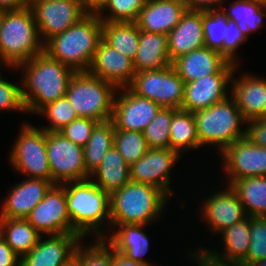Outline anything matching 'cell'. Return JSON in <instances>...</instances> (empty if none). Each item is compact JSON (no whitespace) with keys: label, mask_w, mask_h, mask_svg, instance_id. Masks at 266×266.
<instances>
[{"label":"cell","mask_w":266,"mask_h":266,"mask_svg":"<svg viewBox=\"0 0 266 266\" xmlns=\"http://www.w3.org/2000/svg\"><path fill=\"white\" fill-rule=\"evenodd\" d=\"M226 0H189V10L191 11H209L219 10L222 3ZM219 5V6H218Z\"/></svg>","instance_id":"c3c4849f"},{"label":"cell","mask_w":266,"mask_h":266,"mask_svg":"<svg viewBox=\"0 0 266 266\" xmlns=\"http://www.w3.org/2000/svg\"><path fill=\"white\" fill-rule=\"evenodd\" d=\"M113 266H145L140 262L128 259L122 253H119L113 249Z\"/></svg>","instance_id":"f907efd6"},{"label":"cell","mask_w":266,"mask_h":266,"mask_svg":"<svg viewBox=\"0 0 266 266\" xmlns=\"http://www.w3.org/2000/svg\"><path fill=\"white\" fill-rule=\"evenodd\" d=\"M221 10L228 19L237 24L247 38L263 25V16L266 15V5L254 0H234L229 8Z\"/></svg>","instance_id":"836d02e7"},{"label":"cell","mask_w":266,"mask_h":266,"mask_svg":"<svg viewBox=\"0 0 266 266\" xmlns=\"http://www.w3.org/2000/svg\"><path fill=\"white\" fill-rule=\"evenodd\" d=\"M139 37L140 29L136 22L102 21V38L132 61L138 50Z\"/></svg>","instance_id":"4dcf8cb0"},{"label":"cell","mask_w":266,"mask_h":266,"mask_svg":"<svg viewBox=\"0 0 266 266\" xmlns=\"http://www.w3.org/2000/svg\"><path fill=\"white\" fill-rule=\"evenodd\" d=\"M115 127L111 120L98 123L83 147L86 170L91 174L102 162L107 151L114 146Z\"/></svg>","instance_id":"d6a6232c"},{"label":"cell","mask_w":266,"mask_h":266,"mask_svg":"<svg viewBox=\"0 0 266 266\" xmlns=\"http://www.w3.org/2000/svg\"><path fill=\"white\" fill-rule=\"evenodd\" d=\"M39 37L45 44L84 18L90 10L81 0H47L32 7Z\"/></svg>","instance_id":"8fae6325"},{"label":"cell","mask_w":266,"mask_h":266,"mask_svg":"<svg viewBox=\"0 0 266 266\" xmlns=\"http://www.w3.org/2000/svg\"><path fill=\"white\" fill-rule=\"evenodd\" d=\"M202 202L201 220L208 223L213 234L220 233L247 217L243 204L230 185L219 189Z\"/></svg>","instance_id":"e0dca14e"},{"label":"cell","mask_w":266,"mask_h":266,"mask_svg":"<svg viewBox=\"0 0 266 266\" xmlns=\"http://www.w3.org/2000/svg\"><path fill=\"white\" fill-rule=\"evenodd\" d=\"M53 186L50 181L28 177L14 184L2 204L0 218L26 219Z\"/></svg>","instance_id":"ffe728a7"},{"label":"cell","mask_w":266,"mask_h":266,"mask_svg":"<svg viewBox=\"0 0 266 266\" xmlns=\"http://www.w3.org/2000/svg\"><path fill=\"white\" fill-rule=\"evenodd\" d=\"M227 62L219 52L204 46L178 57L172 66L180 78L188 83L216 74Z\"/></svg>","instance_id":"cb8c5ba5"},{"label":"cell","mask_w":266,"mask_h":266,"mask_svg":"<svg viewBox=\"0 0 266 266\" xmlns=\"http://www.w3.org/2000/svg\"><path fill=\"white\" fill-rule=\"evenodd\" d=\"M200 147L215 145L220 153L235 141L246 137L247 120L241 114L235 99H227L193 113Z\"/></svg>","instance_id":"8992f818"},{"label":"cell","mask_w":266,"mask_h":266,"mask_svg":"<svg viewBox=\"0 0 266 266\" xmlns=\"http://www.w3.org/2000/svg\"><path fill=\"white\" fill-rule=\"evenodd\" d=\"M81 2L90 10L96 11L100 6V0H81Z\"/></svg>","instance_id":"816d5d0a"},{"label":"cell","mask_w":266,"mask_h":266,"mask_svg":"<svg viewBox=\"0 0 266 266\" xmlns=\"http://www.w3.org/2000/svg\"><path fill=\"white\" fill-rule=\"evenodd\" d=\"M266 258V217H250V246L242 263L250 266Z\"/></svg>","instance_id":"60d3db41"},{"label":"cell","mask_w":266,"mask_h":266,"mask_svg":"<svg viewBox=\"0 0 266 266\" xmlns=\"http://www.w3.org/2000/svg\"><path fill=\"white\" fill-rule=\"evenodd\" d=\"M27 7L25 0H0V11H15Z\"/></svg>","instance_id":"681fc988"},{"label":"cell","mask_w":266,"mask_h":266,"mask_svg":"<svg viewBox=\"0 0 266 266\" xmlns=\"http://www.w3.org/2000/svg\"><path fill=\"white\" fill-rule=\"evenodd\" d=\"M0 70V110L26 113L22 99L21 82L17 85L2 77Z\"/></svg>","instance_id":"b9f144b4"},{"label":"cell","mask_w":266,"mask_h":266,"mask_svg":"<svg viewBox=\"0 0 266 266\" xmlns=\"http://www.w3.org/2000/svg\"><path fill=\"white\" fill-rule=\"evenodd\" d=\"M169 197L160 189L129 181L110 195L111 224H146L157 220Z\"/></svg>","instance_id":"5b68a950"},{"label":"cell","mask_w":266,"mask_h":266,"mask_svg":"<svg viewBox=\"0 0 266 266\" xmlns=\"http://www.w3.org/2000/svg\"><path fill=\"white\" fill-rule=\"evenodd\" d=\"M146 2L147 0H105L95 12L102 21L136 22Z\"/></svg>","instance_id":"d590c367"},{"label":"cell","mask_w":266,"mask_h":266,"mask_svg":"<svg viewBox=\"0 0 266 266\" xmlns=\"http://www.w3.org/2000/svg\"><path fill=\"white\" fill-rule=\"evenodd\" d=\"M114 146L125 162L131 166L149 150L143 132L115 130Z\"/></svg>","instance_id":"8d00e7d4"},{"label":"cell","mask_w":266,"mask_h":266,"mask_svg":"<svg viewBox=\"0 0 266 266\" xmlns=\"http://www.w3.org/2000/svg\"><path fill=\"white\" fill-rule=\"evenodd\" d=\"M170 65L168 35L140 30L139 46L133 60L135 72L164 69Z\"/></svg>","instance_id":"484cf974"},{"label":"cell","mask_w":266,"mask_h":266,"mask_svg":"<svg viewBox=\"0 0 266 266\" xmlns=\"http://www.w3.org/2000/svg\"><path fill=\"white\" fill-rule=\"evenodd\" d=\"M37 114L49 120L50 124L42 128L46 132H59L64 126L78 118L66 96L42 107Z\"/></svg>","instance_id":"f35d334b"},{"label":"cell","mask_w":266,"mask_h":266,"mask_svg":"<svg viewBox=\"0 0 266 266\" xmlns=\"http://www.w3.org/2000/svg\"><path fill=\"white\" fill-rule=\"evenodd\" d=\"M195 252L189 253L190 258L194 259L199 266H246L242 262L223 261L215 258L206 251V248L195 249Z\"/></svg>","instance_id":"bcb514c9"},{"label":"cell","mask_w":266,"mask_h":266,"mask_svg":"<svg viewBox=\"0 0 266 266\" xmlns=\"http://www.w3.org/2000/svg\"><path fill=\"white\" fill-rule=\"evenodd\" d=\"M44 51L32 8L4 11L0 18V63L15 68Z\"/></svg>","instance_id":"277c9868"},{"label":"cell","mask_w":266,"mask_h":266,"mask_svg":"<svg viewBox=\"0 0 266 266\" xmlns=\"http://www.w3.org/2000/svg\"><path fill=\"white\" fill-rule=\"evenodd\" d=\"M180 157L179 153L170 148H149L144 156L130 166V179L135 183L152 185L171 198L174 193L169 185L170 170Z\"/></svg>","instance_id":"2e32d148"},{"label":"cell","mask_w":266,"mask_h":266,"mask_svg":"<svg viewBox=\"0 0 266 266\" xmlns=\"http://www.w3.org/2000/svg\"><path fill=\"white\" fill-rule=\"evenodd\" d=\"M89 73L117 88L127 87L133 80V61L114 49L103 38L100 40L90 64Z\"/></svg>","instance_id":"ac0fdd59"},{"label":"cell","mask_w":266,"mask_h":266,"mask_svg":"<svg viewBox=\"0 0 266 266\" xmlns=\"http://www.w3.org/2000/svg\"><path fill=\"white\" fill-rule=\"evenodd\" d=\"M89 246L78 244L75 256L80 266H113V248L104 238H95Z\"/></svg>","instance_id":"ab89813d"},{"label":"cell","mask_w":266,"mask_h":266,"mask_svg":"<svg viewBox=\"0 0 266 266\" xmlns=\"http://www.w3.org/2000/svg\"><path fill=\"white\" fill-rule=\"evenodd\" d=\"M231 85V96L235 99L243 117L247 121L264 118L266 79L245 73L237 79L232 77Z\"/></svg>","instance_id":"603a6c76"},{"label":"cell","mask_w":266,"mask_h":266,"mask_svg":"<svg viewBox=\"0 0 266 266\" xmlns=\"http://www.w3.org/2000/svg\"><path fill=\"white\" fill-rule=\"evenodd\" d=\"M22 124L8 160L14 170L29 178L53 183L47 156L46 131L27 123Z\"/></svg>","instance_id":"ba28073f"},{"label":"cell","mask_w":266,"mask_h":266,"mask_svg":"<svg viewBox=\"0 0 266 266\" xmlns=\"http://www.w3.org/2000/svg\"><path fill=\"white\" fill-rule=\"evenodd\" d=\"M27 221L42 235L73 234L67 213L65 188L54 185L46 196L31 210Z\"/></svg>","instance_id":"4fadbf2b"},{"label":"cell","mask_w":266,"mask_h":266,"mask_svg":"<svg viewBox=\"0 0 266 266\" xmlns=\"http://www.w3.org/2000/svg\"><path fill=\"white\" fill-rule=\"evenodd\" d=\"M62 266H80L78 258L74 255L68 261H66Z\"/></svg>","instance_id":"f5cc1de1"},{"label":"cell","mask_w":266,"mask_h":266,"mask_svg":"<svg viewBox=\"0 0 266 266\" xmlns=\"http://www.w3.org/2000/svg\"><path fill=\"white\" fill-rule=\"evenodd\" d=\"M25 72L21 79L22 99L26 113H37L42 107L66 95L69 81L75 73L69 66L51 58L45 51L16 69Z\"/></svg>","instance_id":"6da1fadb"},{"label":"cell","mask_w":266,"mask_h":266,"mask_svg":"<svg viewBox=\"0 0 266 266\" xmlns=\"http://www.w3.org/2000/svg\"><path fill=\"white\" fill-rule=\"evenodd\" d=\"M176 110L162 107L156 117L146 126L143 135L149 148H169L170 125Z\"/></svg>","instance_id":"74e56055"},{"label":"cell","mask_w":266,"mask_h":266,"mask_svg":"<svg viewBox=\"0 0 266 266\" xmlns=\"http://www.w3.org/2000/svg\"><path fill=\"white\" fill-rule=\"evenodd\" d=\"M188 10L187 6L173 0H147L136 21L141 31L169 34Z\"/></svg>","instance_id":"44dd1931"},{"label":"cell","mask_w":266,"mask_h":266,"mask_svg":"<svg viewBox=\"0 0 266 266\" xmlns=\"http://www.w3.org/2000/svg\"><path fill=\"white\" fill-rule=\"evenodd\" d=\"M117 228L116 232L110 233L104 239L112 248L125 255L128 259L140 262L145 266H157L142 258L149 249V238L144 233L146 224H111V228Z\"/></svg>","instance_id":"d4e9b609"},{"label":"cell","mask_w":266,"mask_h":266,"mask_svg":"<svg viewBox=\"0 0 266 266\" xmlns=\"http://www.w3.org/2000/svg\"><path fill=\"white\" fill-rule=\"evenodd\" d=\"M98 123L99 122L90 118L78 117L64 126L59 133L74 144L84 147Z\"/></svg>","instance_id":"7bdbcfd3"},{"label":"cell","mask_w":266,"mask_h":266,"mask_svg":"<svg viewBox=\"0 0 266 266\" xmlns=\"http://www.w3.org/2000/svg\"><path fill=\"white\" fill-rule=\"evenodd\" d=\"M249 217H266V176L235 180L230 184Z\"/></svg>","instance_id":"f546056e"},{"label":"cell","mask_w":266,"mask_h":266,"mask_svg":"<svg viewBox=\"0 0 266 266\" xmlns=\"http://www.w3.org/2000/svg\"><path fill=\"white\" fill-rule=\"evenodd\" d=\"M0 235L20 258L29 253L42 236L23 218H0Z\"/></svg>","instance_id":"f1b7e54d"},{"label":"cell","mask_w":266,"mask_h":266,"mask_svg":"<svg viewBox=\"0 0 266 266\" xmlns=\"http://www.w3.org/2000/svg\"><path fill=\"white\" fill-rule=\"evenodd\" d=\"M227 41H223V57L236 65H239L236 52L238 47L248 38L241 32L237 24L228 19Z\"/></svg>","instance_id":"ee69618b"},{"label":"cell","mask_w":266,"mask_h":266,"mask_svg":"<svg viewBox=\"0 0 266 266\" xmlns=\"http://www.w3.org/2000/svg\"><path fill=\"white\" fill-rule=\"evenodd\" d=\"M90 179L111 195L131 181L130 166L113 146L107 151L100 165L90 174Z\"/></svg>","instance_id":"4316f807"},{"label":"cell","mask_w":266,"mask_h":266,"mask_svg":"<svg viewBox=\"0 0 266 266\" xmlns=\"http://www.w3.org/2000/svg\"><path fill=\"white\" fill-rule=\"evenodd\" d=\"M102 39V20L90 11L78 23L50 38L44 51L75 72L88 71Z\"/></svg>","instance_id":"3957f363"},{"label":"cell","mask_w":266,"mask_h":266,"mask_svg":"<svg viewBox=\"0 0 266 266\" xmlns=\"http://www.w3.org/2000/svg\"><path fill=\"white\" fill-rule=\"evenodd\" d=\"M62 186L65 188L67 213L73 226V234L84 239L88 234L105 238V234L109 232L102 231V228L108 224L111 226L110 195L90 178L64 183ZM104 224L106 225L103 226Z\"/></svg>","instance_id":"7a4b0ae2"},{"label":"cell","mask_w":266,"mask_h":266,"mask_svg":"<svg viewBox=\"0 0 266 266\" xmlns=\"http://www.w3.org/2000/svg\"><path fill=\"white\" fill-rule=\"evenodd\" d=\"M173 1H177V2H180L184 5H186L188 10H189V0H173Z\"/></svg>","instance_id":"11a10c76"},{"label":"cell","mask_w":266,"mask_h":266,"mask_svg":"<svg viewBox=\"0 0 266 266\" xmlns=\"http://www.w3.org/2000/svg\"><path fill=\"white\" fill-rule=\"evenodd\" d=\"M117 91L111 118L115 130L143 132L162 107L133 93L128 87Z\"/></svg>","instance_id":"5bb4252c"},{"label":"cell","mask_w":266,"mask_h":266,"mask_svg":"<svg viewBox=\"0 0 266 266\" xmlns=\"http://www.w3.org/2000/svg\"><path fill=\"white\" fill-rule=\"evenodd\" d=\"M228 18L219 10L202 11V25L205 47L223 56V41H227Z\"/></svg>","instance_id":"e575fe53"},{"label":"cell","mask_w":266,"mask_h":266,"mask_svg":"<svg viewBox=\"0 0 266 266\" xmlns=\"http://www.w3.org/2000/svg\"><path fill=\"white\" fill-rule=\"evenodd\" d=\"M246 125V137L255 145L266 148V118L250 119Z\"/></svg>","instance_id":"f6af8a7d"},{"label":"cell","mask_w":266,"mask_h":266,"mask_svg":"<svg viewBox=\"0 0 266 266\" xmlns=\"http://www.w3.org/2000/svg\"><path fill=\"white\" fill-rule=\"evenodd\" d=\"M237 67L228 61L216 74L185 83L182 109L194 113L227 99V87Z\"/></svg>","instance_id":"7c38bea8"},{"label":"cell","mask_w":266,"mask_h":266,"mask_svg":"<svg viewBox=\"0 0 266 266\" xmlns=\"http://www.w3.org/2000/svg\"><path fill=\"white\" fill-rule=\"evenodd\" d=\"M255 2H259V3H262L264 5H266V0H254Z\"/></svg>","instance_id":"9f6ffc18"},{"label":"cell","mask_w":266,"mask_h":266,"mask_svg":"<svg viewBox=\"0 0 266 266\" xmlns=\"http://www.w3.org/2000/svg\"><path fill=\"white\" fill-rule=\"evenodd\" d=\"M264 118H266V102H265V107H264Z\"/></svg>","instance_id":"6f0895ef"},{"label":"cell","mask_w":266,"mask_h":266,"mask_svg":"<svg viewBox=\"0 0 266 266\" xmlns=\"http://www.w3.org/2000/svg\"><path fill=\"white\" fill-rule=\"evenodd\" d=\"M42 1H47V0H25L26 6L29 8H32L35 4L42 2Z\"/></svg>","instance_id":"db71d44e"},{"label":"cell","mask_w":266,"mask_h":266,"mask_svg":"<svg viewBox=\"0 0 266 266\" xmlns=\"http://www.w3.org/2000/svg\"><path fill=\"white\" fill-rule=\"evenodd\" d=\"M199 147L200 143L193 113L177 109L171 120L169 148L181 155L182 151L199 149Z\"/></svg>","instance_id":"1f68e13d"},{"label":"cell","mask_w":266,"mask_h":266,"mask_svg":"<svg viewBox=\"0 0 266 266\" xmlns=\"http://www.w3.org/2000/svg\"><path fill=\"white\" fill-rule=\"evenodd\" d=\"M118 88L88 71L75 72L71 77L66 97L78 117L99 123L111 120Z\"/></svg>","instance_id":"52a82bcc"},{"label":"cell","mask_w":266,"mask_h":266,"mask_svg":"<svg viewBox=\"0 0 266 266\" xmlns=\"http://www.w3.org/2000/svg\"><path fill=\"white\" fill-rule=\"evenodd\" d=\"M0 266H21V258L0 235Z\"/></svg>","instance_id":"7dc6e473"},{"label":"cell","mask_w":266,"mask_h":266,"mask_svg":"<svg viewBox=\"0 0 266 266\" xmlns=\"http://www.w3.org/2000/svg\"><path fill=\"white\" fill-rule=\"evenodd\" d=\"M220 154L228 185L242 178L266 176V148L255 145L247 137L235 141Z\"/></svg>","instance_id":"9a60e30c"},{"label":"cell","mask_w":266,"mask_h":266,"mask_svg":"<svg viewBox=\"0 0 266 266\" xmlns=\"http://www.w3.org/2000/svg\"><path fill=\"white\" fill-rule=\"evenodd\" d=\"M220 235L224 242V249H221L223 251L221 253L211 249H206V251L223 261L242 262L250 246V217L247 216L242 221L233 224L220 232Z\"/></svg>","instance_id":"83f0119b"},{"label":"cell","mask_w":266,"mask_h":266,"mask_svg":"<svg viewBox=\"0 0 266 266\" xmlns=\"http://www.w3.org/2000/svg\"><path fill=\"white\" fill-rule=\"evenodd\" d=\"M48 237V238H47ZM41 236L38 244L21 258V266H62L74 256L82 237L78 234Z\"/></svg>","instance_id":"d6986e66"},{"label":"cell","mask_w":266,"mask_h":266,"mask_svg":"<svg viewBox=\"0 0 266 266\" xmlns=\"http://www.w3.org/2000/svg\"><path fill=\"white\" fill-rule=\"evenodd\" d=\"M185 82L172 65L164 69L135 72L127 86L133 93L164 108L182 109Z\"/></svg>","instance_id":"9c48e42d"},{"label":"cell","mask_w":266,"mask_h":266,"mask_svg":"<svg viewBox=\"0 0 266 266\" xmlns=\"http://www.w3.org/2000/svg\"><path fill=\"white\" fill-rule=\"evenodd\" d=\"M46 148L54 185L90 178L82 146L74 144L59 132H46Z\"/></svg>","instance_id":"30bf717a"},{"label":"cell","mask_w":266,"mask_h":266,"mask_svg":"<svg viewBox=\"0 0 266 266\" xmlns=\"http://www.w3.org/2000/svg\"><path fill=\"white\" fill-rule=\"evenodd\" d=\"M205 46L202 11L187 10L168 34L171 63L178 57Z\"/></svg>","instance_id":"7402d4cb"}]
</instances>
